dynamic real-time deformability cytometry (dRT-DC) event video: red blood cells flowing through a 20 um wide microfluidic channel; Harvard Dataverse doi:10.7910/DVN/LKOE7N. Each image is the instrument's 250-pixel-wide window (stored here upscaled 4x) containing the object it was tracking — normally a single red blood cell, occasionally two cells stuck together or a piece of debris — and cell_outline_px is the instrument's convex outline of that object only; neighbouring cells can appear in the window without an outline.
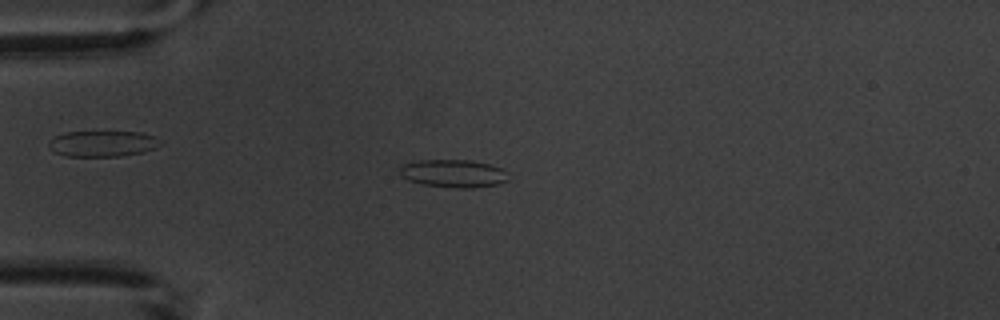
{"species": "common noctule bat (a hibernating species)", "species_latin": "Nyctalus noctula", "temperature_condition": "warm", "stored_images_in_passage": 4, "camera_frame_rate_fps": 3000, "um_per_image_px": 0.085, "animal": {"sex": "male", "body_mass_g": 20.1, "forearm_length_mm": 53.5}, "frame": {"image": 1, "passage_image": 3, "time_ms": 2.333, "image_size_px": [1000, 320], "cell_outline_px": [[508, 180], [496, 184], [472, 188], [456, 188], [424, 184], [408, 180], [400, 176], [400, 164], [420, 160], [468, 160], [488, 164], [500, 168], [508, 172]], "centroid_in_image_um": [38.51, 14.74], "position_along_channel_um": 46.5, "area_um2": 17.57}}
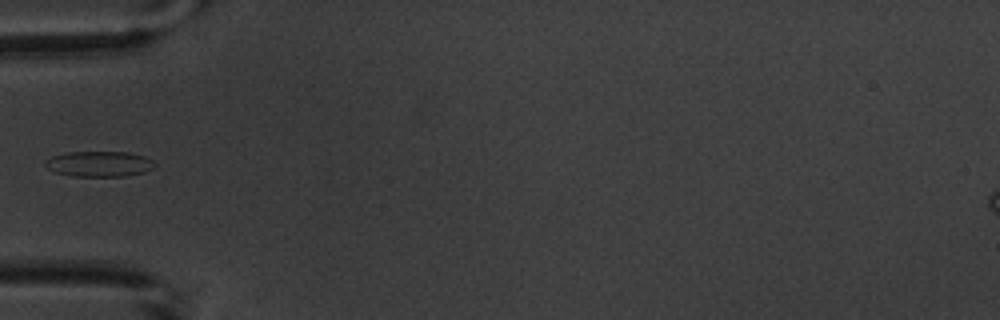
{"frame": {"image": 2, "passage_image": 4, "time_ms": 3.667, "image_size_px": [1000, 320], "cell_outline_px": [[156, 164], [152, 168], [144, 172], [128, 176], [72, 176], [56, 172], [48, 168], [44, 164], [44, 160], [52, 156], [68, 152], [128, 152], [144, 156], [152, 160]], "centroid_in_image_um": [8.43, 13.93], "position_along_channel_um": 76.6, "area_um2": 16.24}}